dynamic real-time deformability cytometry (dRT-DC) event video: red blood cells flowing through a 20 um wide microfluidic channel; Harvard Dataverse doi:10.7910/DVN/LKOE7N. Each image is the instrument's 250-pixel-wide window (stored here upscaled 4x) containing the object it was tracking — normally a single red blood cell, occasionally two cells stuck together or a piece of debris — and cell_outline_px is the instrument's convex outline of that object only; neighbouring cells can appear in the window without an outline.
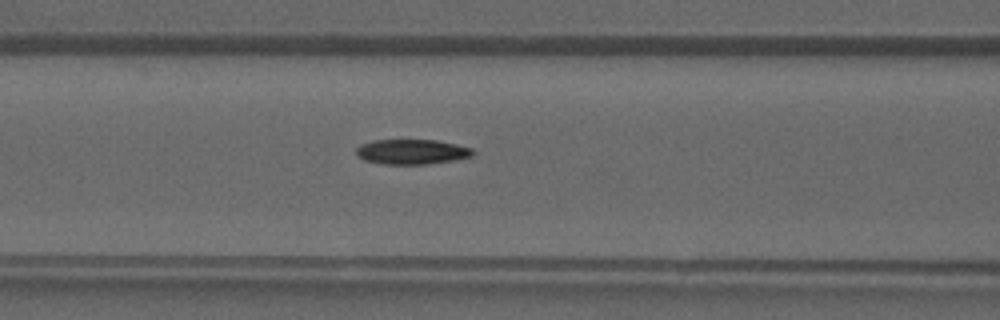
{"species": "common noctule bat (a hibernating species)", "species_latin": "Nyctalus noctula", "temperature_condition": "warm", "stored_images_in_passage": 41, "camera_frame_rate_fps": 3000, "um_per_image_px": 0.085, "animal": {"sex": "male", "forearm_length_mm": 52.5}, "frame": {"image": 1, "passage_image": 17, "time_ms": 5.333, "image_size_px": [1000, 320], "cell_outline_px": [[476, 152], [472, 156], [456, 160], [428, 164], [384, 164], [364, 160], [356, 156], [356, 148], [360, 144], [372, 140], [436, 140], [456, 144], [472, 148]], "centroid_in_image_um": [35.01, 12.9], "position_along_channel_um": 131.6, "area_um2": 17.17}}
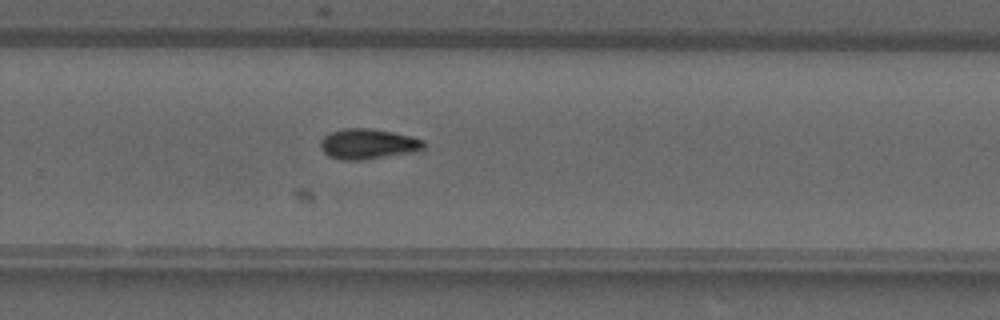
{"frame": {"image": 2, "passage_image": 27, "time_ms": 8.667, "image_size_px": [1000, 320], "cell_outline_px": [[424, 148], [420, 152], [360, 160], [340, 160], [328, 156], [320, 148], [320, 140], [324, 136], [332, 132], [344, 128], [368, 128], [392, 132], [424, 140]], "centroid_in_image_um": [31.28, 12.25], "position_along_channel_um": 298.5, "area_um2": 18.38}}
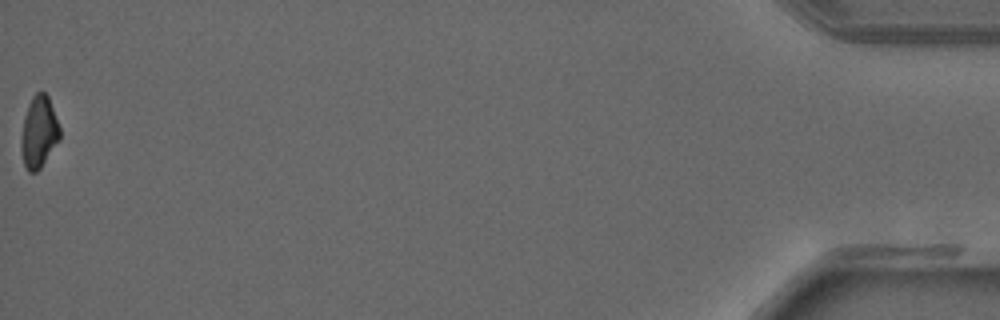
{"frame": {"image": 3, "passage_image": 41, "time_ms": 13.333, "image_size_px": [1000, 320], "cell_outline_px": [[60, 140], [40, 168], [36, 172], [28, 172], [24, 164], [20, 148], [20, 140], [24, 116], [28, 104], [32, 96], [36, 92], [44, 92], [48, 96], [60, 128]], "centroid_in_image_um": [3.29, 11.23], "position_along_channel_um": 431.9, "area_um2": 16.24}}